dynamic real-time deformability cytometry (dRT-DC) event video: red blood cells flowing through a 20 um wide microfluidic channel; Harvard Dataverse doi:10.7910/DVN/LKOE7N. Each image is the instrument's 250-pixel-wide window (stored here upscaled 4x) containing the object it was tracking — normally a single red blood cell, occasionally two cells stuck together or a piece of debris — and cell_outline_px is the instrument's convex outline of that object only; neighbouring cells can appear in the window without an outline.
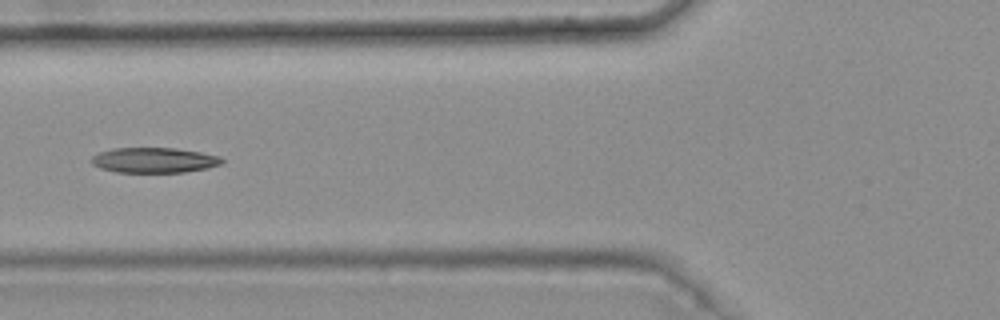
{"species": "common noctule bat (a hibernating species)", "species_latin": "Nyctalus noctula", "temperature_condition": "warm", "stored_images_in_passage": 6, "camera_frame_rate_fps": 3000, "um_per_image_px": 0.085, "animal": {"sex": "female", "body_mass_g": 25.1}, "frame": {"image": 1, "passage_image": 6, "time_ms": 1.667, "image_size_px": [1000, 320], "cell_outline_px": [[224, 160], [220, 164], [208, 168], [184, 172], [116, 172], [100, 168], [92, 164], [88, 160], [92, 156], [100, 152], [112, 148], [176, 148], [200, 152], [220, 156]], "centroid_in_image_um": [13.07, 13.61], "position_along_channel_um": 112.7, "area_um2": 19.25}}